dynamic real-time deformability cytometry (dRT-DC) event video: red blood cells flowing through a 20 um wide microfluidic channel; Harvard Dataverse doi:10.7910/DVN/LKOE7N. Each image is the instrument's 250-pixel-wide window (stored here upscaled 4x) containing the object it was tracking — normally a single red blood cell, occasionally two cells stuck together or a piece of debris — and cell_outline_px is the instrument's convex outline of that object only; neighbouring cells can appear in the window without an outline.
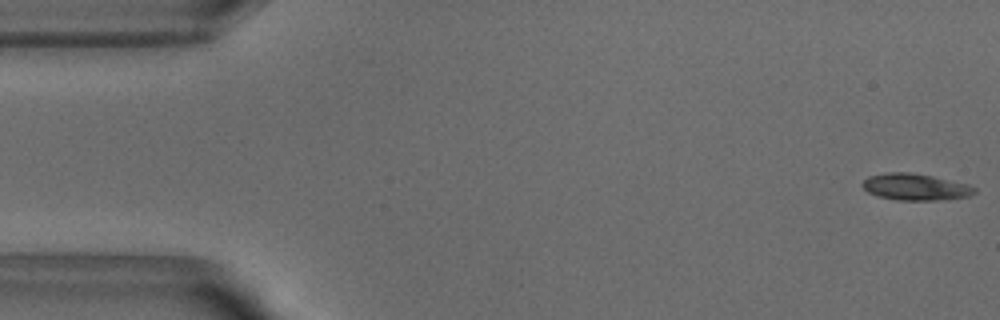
{"species": "common noctule bat (a hibernating species)", "species_latin": "Nyctalus noctula", "temperature_condition": "warm", "stored_images_in_passage": 41, "camera_frame_rate_fps": 3000, "um_per_image_px": 0.085, "animal": {"sex": "male", "body_mass_g": 18.8}, "frame": {"image": 1, "passage_image": 1, "time_ms": 0.0, "image_size_px": [1000, 320], "cell_outline_px": [[976, 192], [968, 196], [936, 200], [896, 200], [880, 196], [868, 192], [860, 184], [868, 176], [884, 172], [908, 172], [932, 176], [968, 184], [976, 188]], "centroid_in_image_um": [77.78, 15.88], "position_along_channel_um": 7.2, "area_um2": 17.28}}
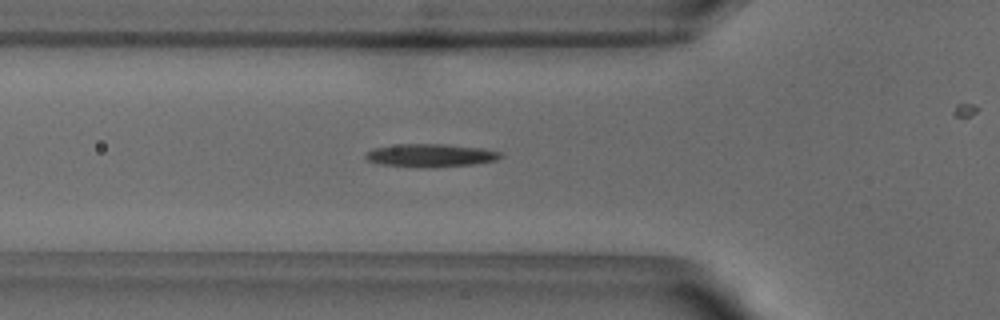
{"frame": {"image": 2, "passage_image": 17, "time_ms": 5.333, "image_size_px": [1000, 320], "cell_outline_px": [[504, 156], [496, 160], [472, 164], [420, 168], [380, 164], [368, 160], [364, 156], [364, 152], [372, 148], [396, 144], [444, 144], [480, 148], [504, 152]], "centroid_in_image_um": [36.56, 13.2], "position_along_channel_um": 89.2, "area_um2": 18.26}}
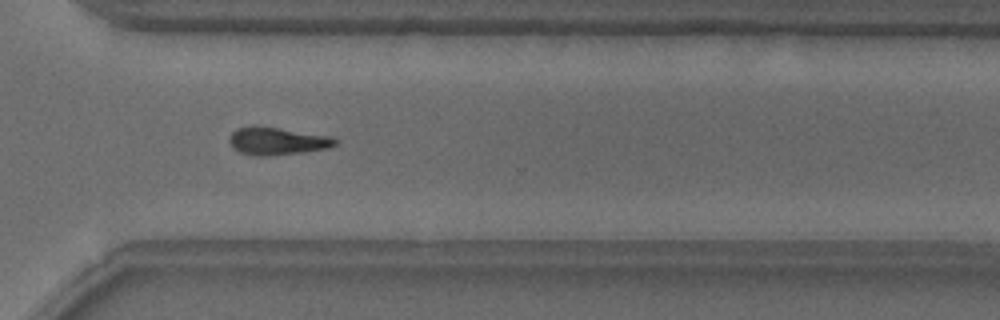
{"frame": {"image": 3, "passage_image": 37, "time_ms": 12.0, "image_size_px": [1000, 320], "cell_outline_px": [[336, 144], [328, 148], [300, 152], [268, 156], [256, 156], [240, 152], [232, 148], [228, 140], [228, 136], [236, 128], [276, 128], [332, 136], [336, 140]], "centroid_in_image_um": [23.54, 12.02], "position_along_channel_um": 347.1, "area_um2": 16.53}}